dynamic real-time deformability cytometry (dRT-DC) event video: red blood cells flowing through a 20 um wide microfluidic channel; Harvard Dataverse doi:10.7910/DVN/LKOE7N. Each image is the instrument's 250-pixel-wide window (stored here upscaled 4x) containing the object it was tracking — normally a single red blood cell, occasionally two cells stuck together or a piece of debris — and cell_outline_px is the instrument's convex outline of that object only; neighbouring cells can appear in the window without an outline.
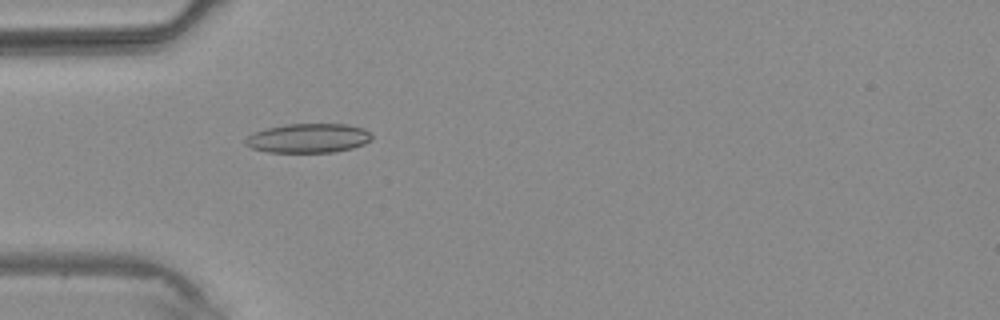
{"species": "common noctule bat (a hibernating species)", "species_latin": "Nyctalus noctula", "temperature_condition": "warm", "stored_images_in_passage": 2, "camera_frame_rate_fps": 3000, "um_per_image_px": 0.085, "animal": {"sex": "male", "body_mass_g": 20.4}, "frame": {"image": 1, "passage_image": 2, "time_ms": 1.667, "image_size_px": [1000, 320], "cell_outline_px": [[372, 140], [364, 144], [352, 148], [336, 152], [268, 152], [252, 148], [244, 144], [244, 140], [248, 136], [264, 128], [288, 124], [348, 124], [364, 128], [372, 136]], "centroid_in_image_um": [26.22, 11.74], "position_along_channel_um": 58.8, "area_um2": 21.62}}